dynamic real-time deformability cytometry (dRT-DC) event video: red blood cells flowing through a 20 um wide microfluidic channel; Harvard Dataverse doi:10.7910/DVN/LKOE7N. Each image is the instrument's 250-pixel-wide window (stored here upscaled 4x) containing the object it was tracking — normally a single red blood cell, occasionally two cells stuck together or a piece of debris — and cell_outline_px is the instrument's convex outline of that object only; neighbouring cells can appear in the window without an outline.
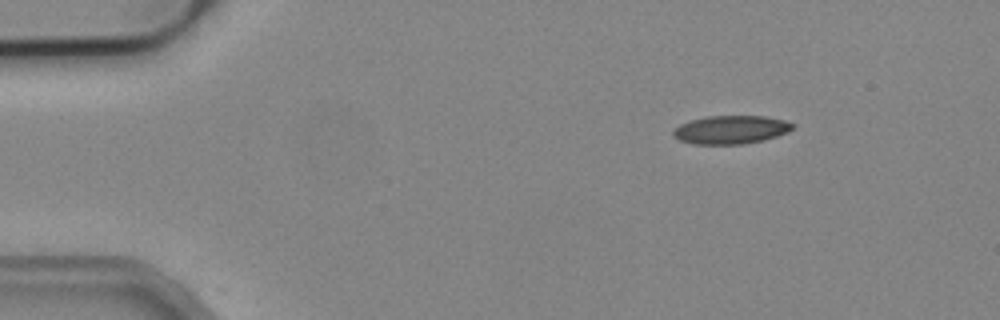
{"species": "common noctule bat (a hibernating species)", "species_latin": "Nyctalus noctula", "temperature_condition": "cold", "stored_images_in_passage": 3, "camera_frame_rate_fps": 3000, "um_per_image_px": 0.085, "animal": {"sex": "male", "body_mass_g": 19.2, "forearm_length_mm": 51.8}, "frame": {"image": 1, "passage_image": 1, "time_ms": 0.0, "image_size_px": [1000, 320], "cell_outline_px": [[796, 124], [788, 132], [764, 140], [744, 144], [692, 144], [680, 140], [672, 136], [672, 132], [680, 124], [692, 120], [708, 116], [764, 116], [784, 120]], "centroid_in_image_um": [62.13, 11.03], "position_along_channel_um": 22.9, "area_um2": 19.71}}
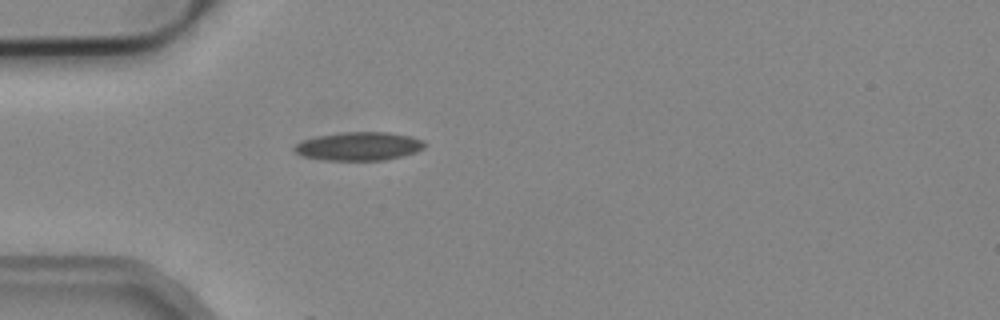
{"frame": {"image": 2, "passage_image": 3, "time_ms": 0.667, "image_size_px": [1000, 320], "cell_outline_px": [[424, 148], [416, 152], [404, 156], [384, 160], [324, 160], [304, 156], [296, 152], [292, 148], [296, 144], [304, 140], [316, 136], [340, 132], [388, 132], [408, 136], [424, 140]], "centroid_in_image_um": [30.51, 12.43], "position_along_channel_um": 54.5, "area_um2": 21.56}}